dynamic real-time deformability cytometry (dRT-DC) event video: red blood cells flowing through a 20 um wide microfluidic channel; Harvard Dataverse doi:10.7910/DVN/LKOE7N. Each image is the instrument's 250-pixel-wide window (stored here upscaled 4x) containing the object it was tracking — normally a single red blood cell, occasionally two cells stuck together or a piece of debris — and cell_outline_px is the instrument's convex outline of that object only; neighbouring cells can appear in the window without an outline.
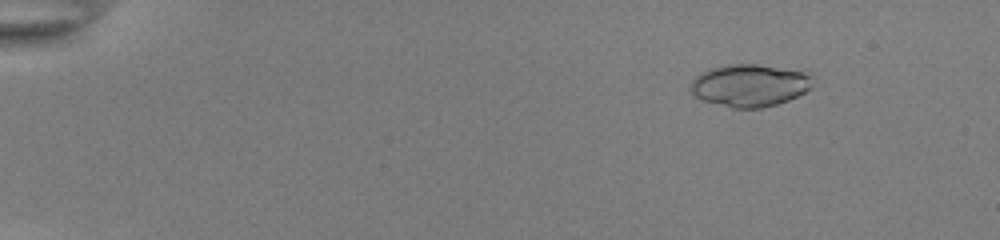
{"species": "common noctule bat (a hibernating species)", "species_latin": "Nyctalus noctula", "temperature_condition": "room temperature", "stored_images_in_passage": 54, "camera_frame_rate_fps": 3000, "um_per_image_px": 0.085, "animal": {"sex": "female", "body_mass_g": 22.0, "forearm_length_mm": 56.7}, "frame": {"image": 1, "passage_image": 8, "time_ms": 2.333, "image_size_px": [1000, 240], "cell_outline_px": [[812, 76], [808, 88], [804, 92], [788, 100], [776, 104], [760, 108], [732, 108], [700, 100], [692, 92], [692, 80], [696, 76], [708, 68], [728, 64], [756, 64], [804, 72]], "centroid_in_image_um": [63.66, 7.26], "position_along_channel_um": 21.3, "area_um2": 29.77}}